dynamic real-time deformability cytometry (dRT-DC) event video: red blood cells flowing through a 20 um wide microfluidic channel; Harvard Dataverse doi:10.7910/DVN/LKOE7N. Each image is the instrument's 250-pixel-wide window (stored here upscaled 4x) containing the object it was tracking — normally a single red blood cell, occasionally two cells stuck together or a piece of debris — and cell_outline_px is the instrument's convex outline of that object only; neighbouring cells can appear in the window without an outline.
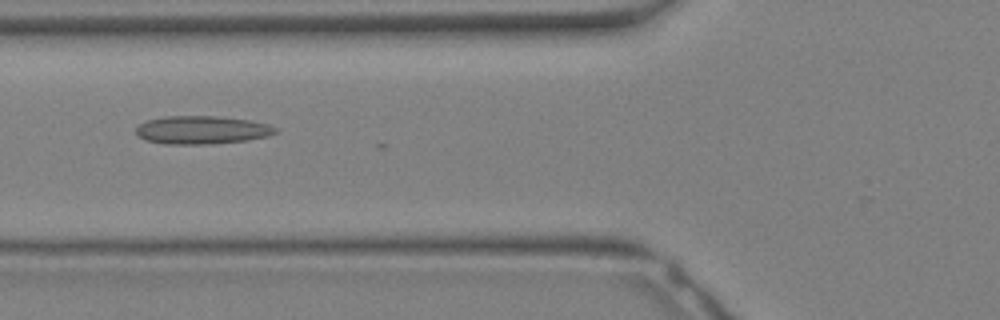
{"species": "Egyptian fruit bat (a non-hibernating species)", "species_latin": "Rousettus aegyptiacus", "temperature_condition": "warm", "stored_images_in_passage": 29, "camera_frame_rate_fps": 3000, "um_per_image_px": 0.085, "animal": {"sex": "female"}, "frame": {"image": 1, "passage_image": 8, "time_ms": 2.333, "image_size_px": [1000, 320], "cell_outline_px": [[276, 132], [268, 136], [248, 140], [212, 144], [164, 144], [144, 140], [136, 136], [136, 128], [140, 124], [148, 120], [164, 116], [216, 116], [248, 120], [268, 124], [276, 128]], "centroid_in_image_um": [17.12, 11.05], "position_along_channel_um": 108.7, "area_um2": 22.95}}
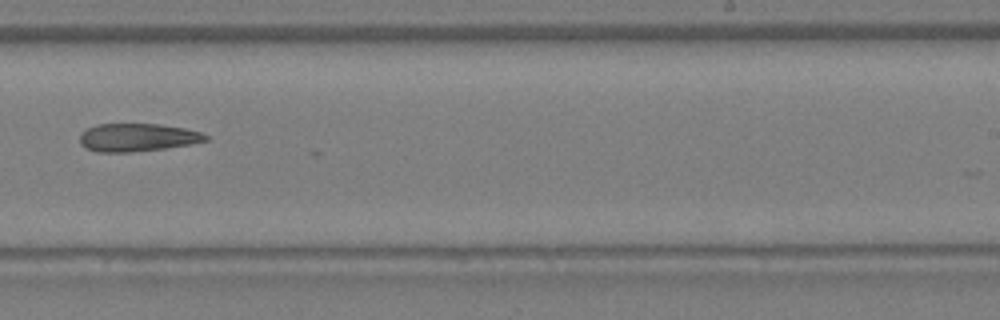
{"frame": {"image": 2, "passage_image": 16, "time_ms": 5.0, "image_size_px": [1000, 320], "cell_outline_px": [[208, 140], [192, 144], [164, 148], [132, 152], [96, 152], [84, 148], [80, 144], [80, 136], [88, 128], [100, 124], [160, 124], [184, 128], [200, 132], [208, 136]], "centroid_in_image_um": [11.68, 11.69], "position_along_channel_um": 277.3, "area_um2": 20.46}}
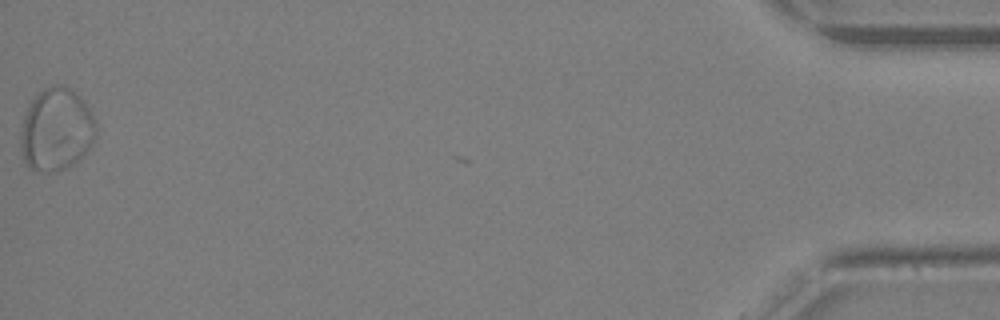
{"frame": {"image": 3, "passage_image": 28, "time_ms": 9.0, "image_size_px": [1000, 320], "cell_outline_px": [[96, 136], [92, 144], [76, 164], [60, 172], [44, 172], [28, 168], [24, 160], [20, 148], [20, 132], [24, 116], [32, 100], [44, 88], [52, 84], [60, 84], [68, 88], [80, 96], [84, 100], [96, 124]], "centroid_in_image_um": [4.78, 11.05], "position_along_channel_um": 430.4, "area_um2": 36.7}}